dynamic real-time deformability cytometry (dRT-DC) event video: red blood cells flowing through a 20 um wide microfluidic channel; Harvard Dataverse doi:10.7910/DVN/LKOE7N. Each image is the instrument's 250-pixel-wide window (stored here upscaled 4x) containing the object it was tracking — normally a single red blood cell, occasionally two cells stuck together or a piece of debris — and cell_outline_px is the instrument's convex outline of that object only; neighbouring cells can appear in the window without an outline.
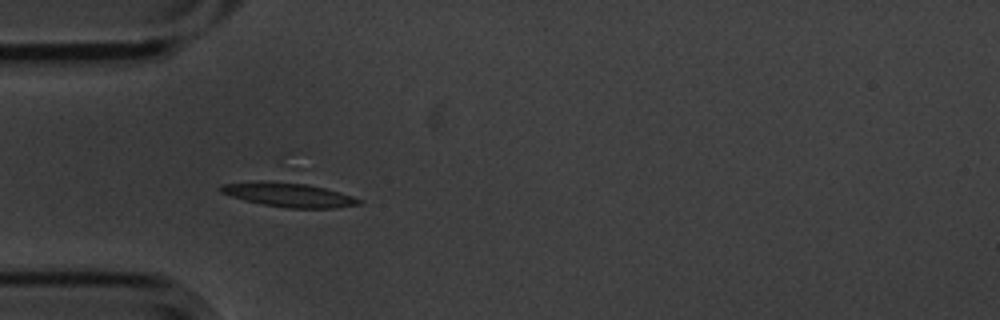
{"species": "common noctule bat (a hibernating species)", "species_latin": "Nyctalus noctula", "temperature_condition": "cold", "stored_images_in_passage": 10, "camera_frame_rate_fps": 3000, "um_per_image_px": 0.085, "animal": {"sex": "male", "body_mass_g": 20.1, "forearm_length_mm": 53.5}, "frame": {"image": 1, "passage_image": 6, "time_ms": 1.667, "image_size_px": [1000, 320], "cell_outline_px": [[360, 204], [336, 208], [288, 208], [264, 204], [244, 200], [220, 192], [216, 188], [220, 184], [308, 184], [340, 192], [352, 196], [360, 200]], "centroid_in_image_um": [24.62, 16.62], "position_along_channel_um": 60.4, "area_um2": 18.15}}
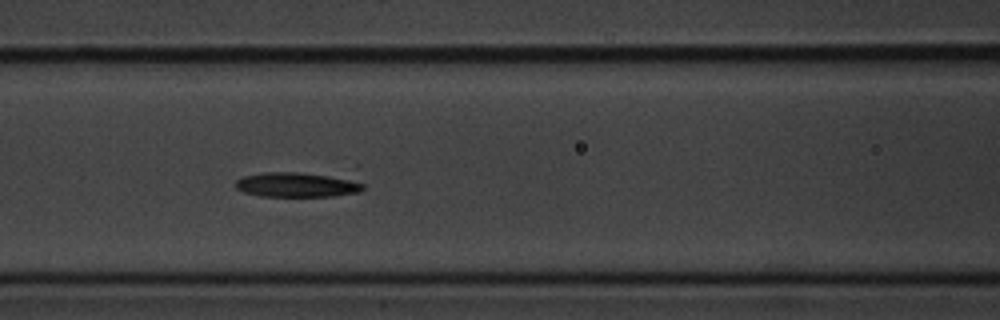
{"frame": {"image": 2, "passage_image": 8, "time_ms": 2.333, "image_size_px": [1000, 320], "cell_outline_px": [[364, 188], [360, 192], [332, 196], [260, 196], [244, 192], [236, 188], [236, 180], [244, 176], [264, 172], [300, 172], [356, 180], [364, 184]], "centroid_in_image_um": [25.23, 15.7], "position_along_channel_um": 141.4, "area_um2": 18.21}}
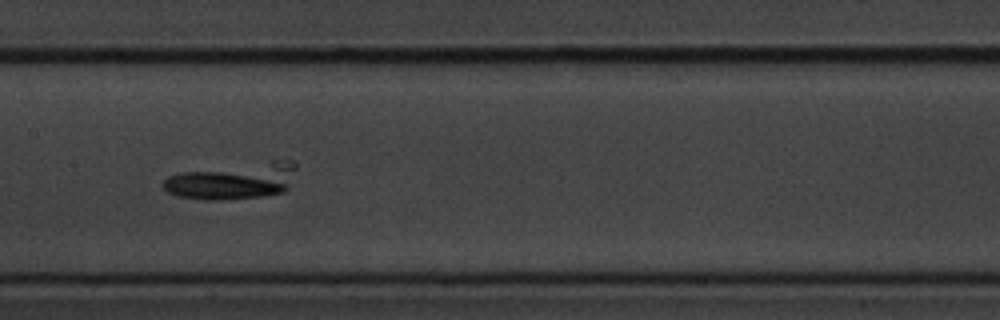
{"frame": {"image": 3, "passage_image": 9, "time_ms": 2.667, "image_size_px": [1000, 320], "cell_outline_px": [[296, 168], [288, 188], [284, 192], [264, 196], [220, 200], [204, 200], [180, 196], [168, 192], [160, 184], [168, 176], [180, 172], [272, 160], [296, 160]], "centroid_in_image_um": [19.81, 15.37], "position_along_channel_um": 187.6, "area_um2": 28.32}}